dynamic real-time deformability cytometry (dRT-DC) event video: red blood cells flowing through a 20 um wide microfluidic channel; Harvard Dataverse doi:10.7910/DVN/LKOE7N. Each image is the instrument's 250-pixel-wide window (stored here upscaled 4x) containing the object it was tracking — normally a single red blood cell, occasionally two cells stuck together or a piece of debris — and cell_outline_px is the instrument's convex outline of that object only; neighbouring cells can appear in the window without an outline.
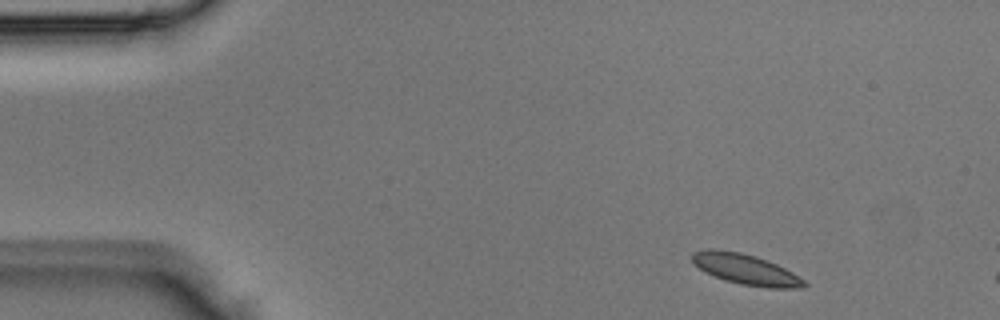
{"species": "Egyptian fruit bat (a non-hibernating species)", "species_latin": "Rousettus aegyptiacus", "temperature_condition": "room temperature", "stored_images_in_passage": 3, "camera_frame_rate_fps": 3000, "um_per_image_px": 0.085, "animal": {"sex": "male"}, "frame": {"image": 1, "passage_image": 1, "time_ms": 0.0, "image_size_px": [1000, 320], "cell_outline_px": [[808, 284], [804, 288], [768, 288], [740, 284], [724, 280], [704, 272], [692, 260], [692, 252], [708, 248], [712, 248], [740, 252], [756, 256], [768, 260], [792, 272], [804, 280]], "centroid_in_image_um": [63.39, 22.89], "position_along_channel_um": 21.6, "area_um2": 20.0}}